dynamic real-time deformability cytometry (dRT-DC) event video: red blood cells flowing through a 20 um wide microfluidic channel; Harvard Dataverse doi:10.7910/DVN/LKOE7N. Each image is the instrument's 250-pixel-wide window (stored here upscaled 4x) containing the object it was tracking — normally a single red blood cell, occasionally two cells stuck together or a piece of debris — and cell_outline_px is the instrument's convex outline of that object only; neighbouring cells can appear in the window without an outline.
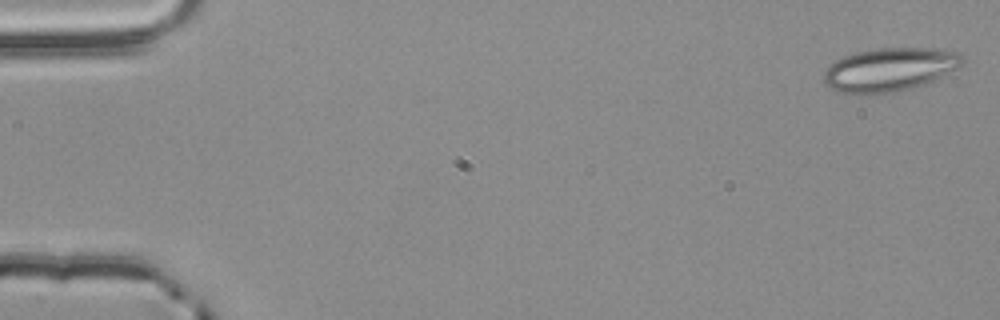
{"species": "common noctule bat (a hibernating species)", "species_latin": "Nyctalus noctula", "temperature_condition": "room temperature", "stored_images_in_passage": 47, "camera_frame_rate_fps": 3000, "um_per_image_px": 0.085, "animal": {"sex": "male", "body_mass_g": 20.4}, "frame": {"image": 1, "passage_image": 1, "time_ms": 0.0, "image_size_px": [1000, 320], "cell_outline_px": [[964, 64], [932, 80], [896, 92], [872, 96], [860, 96], [836, 92], [824, 84], [824, 72], [836, 60], [844, 56], [856, 52], [876, 48], [932, 48], [960, 52], [964, 56]], "centroid_in_image_um": [75.57, 5.93], "position_along_channel_um": 9.4, "area_um2": 35.49}}
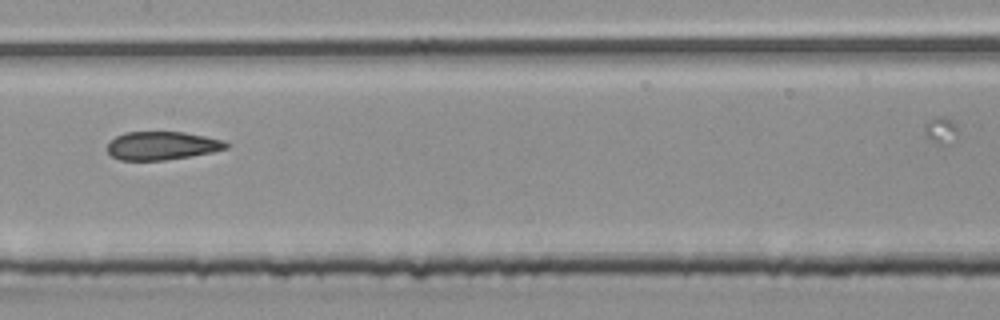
{"frame": {"image": 2, "passage_image": 27, "time_ms": 8.667, "image_size_px": [1000, 320], "cell_outline_px": [[228, 148], [212, 152], [164, 160], [120, 160], [112, 156], [108, 152], [108, 144], [116, 136], [124, 132], [184, 132], [224, 140], [228, 144]], "centroid_in_image_um": [13.77, 12.38], "position_along_channel_um": 193.6, "area_um2": 19.42}}
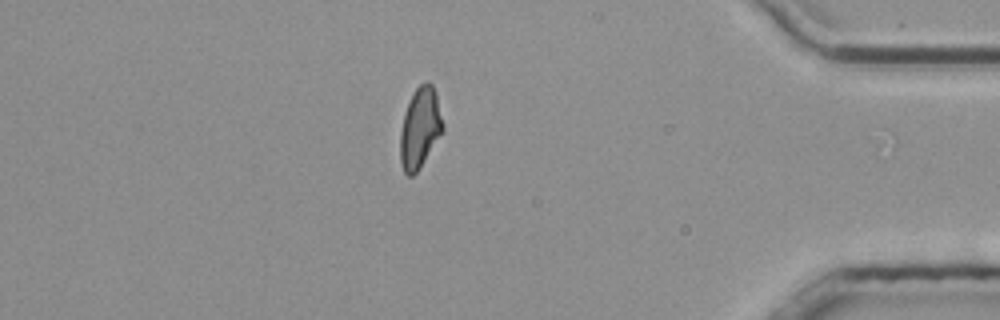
{"frame": {"image": 3, "passage_image": 46, "time_ms": 15.0, "image_size_px": [1000, 320], "cell_outline_px": [[444, 132], [416, 172], [412, 176], [408, 176], [404, 172], [400, 160], [400, 132], [404, 116], [408, 104], [416, 88], [420, 84], [428, 80], [432, 84], [436, 92], [444, 124]], "centroid_in_image_um": [35.73, 10.87], "position_along_channel_um": 399.5, "area_um2": 20.0}, "authors_computed_cell_mechanics": {"area_um2": 21.1548, "velocity_mm_per_s": 3.8611, "shape_relaxation_time_tau1_ms": 9.6812, "shape_relaxation_time_tau2_ms": 2.1696, "deformation_change_tau1": 0.172, "deformation_change_tau2": 0.0856}}